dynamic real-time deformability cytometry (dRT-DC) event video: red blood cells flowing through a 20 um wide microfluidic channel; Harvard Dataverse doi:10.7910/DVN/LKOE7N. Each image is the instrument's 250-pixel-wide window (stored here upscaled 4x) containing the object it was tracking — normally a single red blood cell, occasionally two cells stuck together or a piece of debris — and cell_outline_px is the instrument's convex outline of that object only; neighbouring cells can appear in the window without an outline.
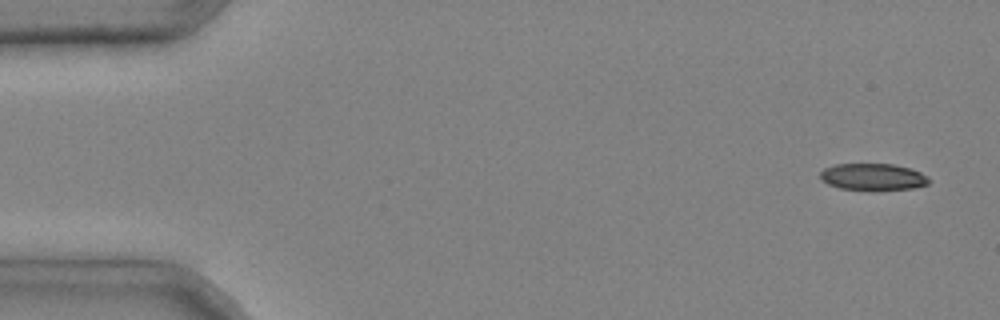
{"species": "common noctule bat (a hibernating species)", "species_latin": "Nyctalus noctula", "temperature_condition": "cold", "stored_images_in_passage": 5, "camera_frame_rate_fps": 3000, "um_per_image_px": 0.085, "animal": {"sex": "male", "body_mass_g": 20.4}, "frame": {"image": 1, "passage_image": 1, "time_ms": 0.0, "image_size_px": [1000, 320], "cell_outline_px": [[928, 184], [912, 188], [840, 188], [828, 184], [820, 180], [820, 172], [824, 168], [836, 164], [892, 164], [912, 168], [928, 176]], "centroid_in_image_um": [74.17, 14.99], "position_along_channel_um": 10.8, "area_um2": 16.42}}